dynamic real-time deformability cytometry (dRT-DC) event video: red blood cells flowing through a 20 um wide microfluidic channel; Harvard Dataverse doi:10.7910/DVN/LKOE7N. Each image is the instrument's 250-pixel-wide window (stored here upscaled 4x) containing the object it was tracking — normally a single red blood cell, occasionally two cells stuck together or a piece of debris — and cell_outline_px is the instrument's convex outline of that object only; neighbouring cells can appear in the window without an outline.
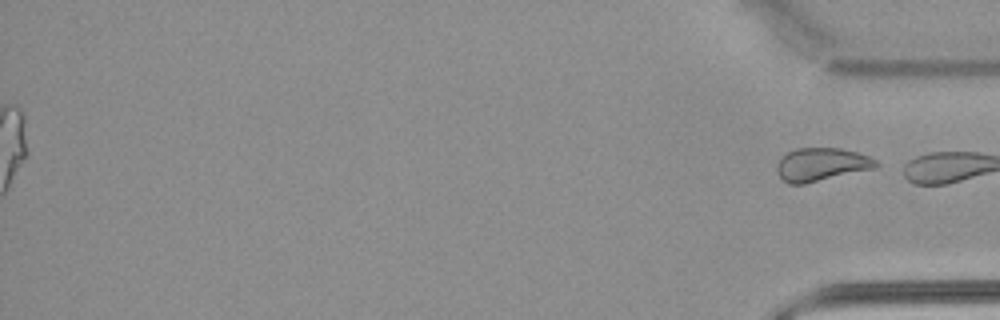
{"species": "common noctule bat (a hibernating species)", "species_latin": "Nyctalus noctula", "temperature_condition": "warm", "stored_images_in_passage": 49, "segment_of_instrument_passage": [2, 2], "camera_frame_rate_fps": 3000, "um_per_image_px": 0.085, "animal": {"sex": "male", "body_mass_g": 21.5, "forearm_length_mm": 52.0}, "frame": {"image": 1, "passage_image": 49, "time_ms": 16.0, "image_size_px": [1000, 320], "cell_outline_px": [[880, 164], [876, 168], [804, 184], [788, 184], [776, 172], [776, 164], [788, 152], [796, 148], [840, 148], [856, 152], [868, 156], [876, 160]], "centroid_in_image_um": [69.83, 13.98], "position_along_channel_um": 365.4, "area_um2": 19.13}}